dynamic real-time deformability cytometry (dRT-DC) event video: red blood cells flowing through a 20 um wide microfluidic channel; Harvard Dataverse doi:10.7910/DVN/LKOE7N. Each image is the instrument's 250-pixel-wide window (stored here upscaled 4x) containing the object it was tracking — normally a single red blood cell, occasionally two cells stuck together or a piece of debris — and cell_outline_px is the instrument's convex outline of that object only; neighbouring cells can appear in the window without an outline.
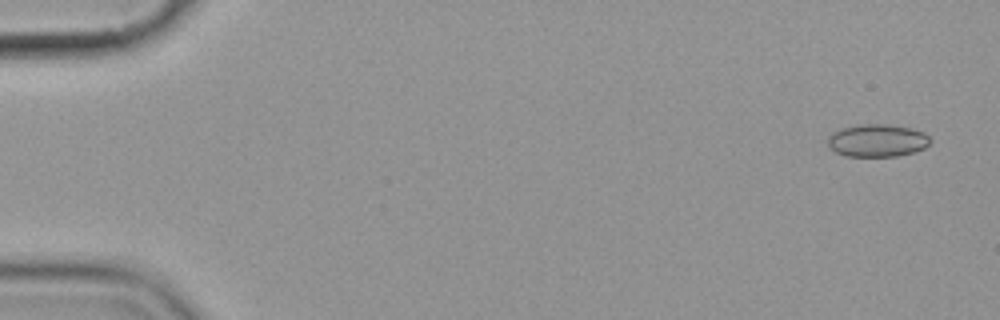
{"species": "common noctule bat (a hibernating species)", "species_latin": "Nyctalus noctula", "temperature_condition": "cold", "stored_images_in_passage": 3, "camera_frame_rate_fps": 3000, "um_per_image_px": 0.085, "animal": {"sex": "female", "body_mass_g": 19.9}, "frame": {"image": 1, "passage_image": 1, "time_ms": 0.0, "image_size_px": [1000, 320], "cell_outline_px": [[932, 140], [924, 148], [912, 152], [896, 156], [844, 156], [836, 152], [828, 144], [828, 136], [832, 132], [844, 128], [860, 124], [888, 124], [912, 128], [924, 132]], "centroid_in_image_um": [74.58, 11.93], "position_along_channel_um": 10.4, "area_um2": 19.42}}